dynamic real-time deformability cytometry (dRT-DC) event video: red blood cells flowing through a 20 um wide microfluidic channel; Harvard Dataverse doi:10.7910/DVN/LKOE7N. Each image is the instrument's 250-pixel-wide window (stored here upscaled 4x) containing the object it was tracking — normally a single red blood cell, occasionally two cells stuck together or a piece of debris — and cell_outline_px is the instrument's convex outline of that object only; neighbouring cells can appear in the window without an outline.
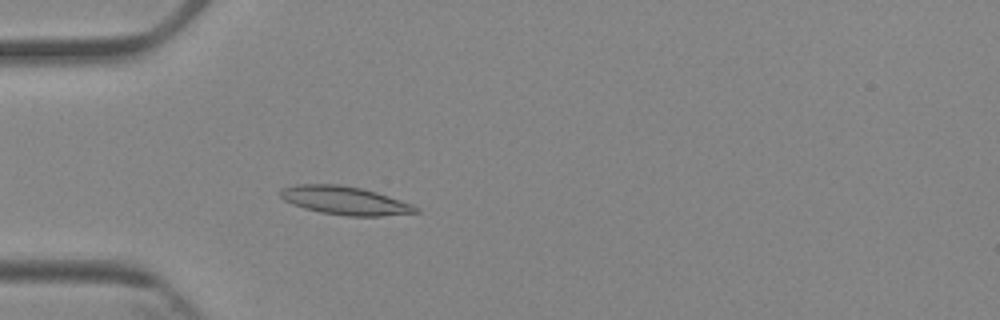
{"species": "Egyptian fruit bat (a non-hibernating species)", "species_latin": "Rousettus aegyptiacus", "temperature_condition": "cold", "stored_images_in_passage": 3, "camera_frame_rate_fps": 3000, "um_per_image_px": 0.085, "animal": {"sex": "female"}, "frame": {"image": 1, "passage_image": 3, "time_ms": 2.333, "image_size_px": [1000, 320], "cell_outline_px": [[420, 212], [380, 216], [348, 216], [320, 212], [304, 208], [292, 204], [284, 200], [280, 196], [280, 188], [296, 184], [336, 184], [360, 188], [376, 192], [412, 204], [420, 208]], "centroid_in_image_um": [29.3, 17.04], "position_along_channel_um": 55.7, "area_um2": 22.31}}